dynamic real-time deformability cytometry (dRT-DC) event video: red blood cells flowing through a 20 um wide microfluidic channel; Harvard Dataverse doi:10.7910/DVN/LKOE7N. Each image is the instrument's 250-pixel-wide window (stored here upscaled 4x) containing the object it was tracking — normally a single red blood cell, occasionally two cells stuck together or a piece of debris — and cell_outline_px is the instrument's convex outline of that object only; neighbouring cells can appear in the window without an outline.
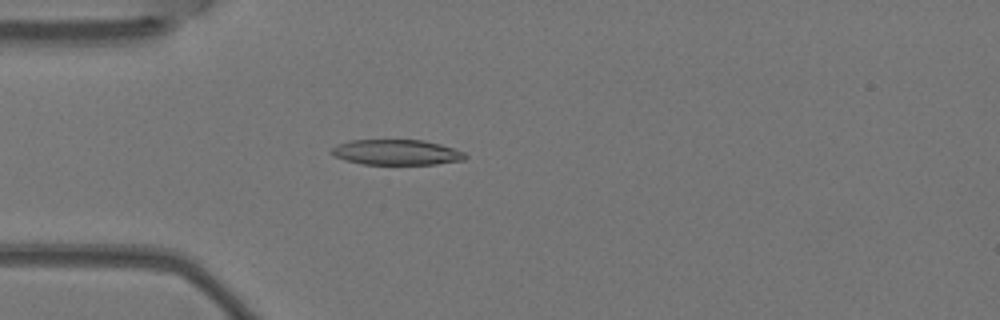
{"species": "Egyptian fruit bat (a non-hibernating species)", "species_latin": "Rousettus aegyptiacus", "temperature_condition": "warm", "stored_images_in_passage": 2, "camera_frame_rate_fps": 3000, "um_per_image_px": 0.085, "animal": {"sex": "female"}, "frame": {"image": 1, "passage_image": 2, "time_ms": 0.333, "image_size_px": [1000, 320], "cell_outline_px": [[468, 156], [464, 160], [436, 164], [364, 164], [344, 160], [336, 156], [332, 152], [332, 148], [336, 144], [348, 140], [424, 140], [440, 144], [464, 152]], "centroid_in_image_um": [33.71, 12.94], "position_along_channel_um": 51.3, "area_um2": 19.71}}